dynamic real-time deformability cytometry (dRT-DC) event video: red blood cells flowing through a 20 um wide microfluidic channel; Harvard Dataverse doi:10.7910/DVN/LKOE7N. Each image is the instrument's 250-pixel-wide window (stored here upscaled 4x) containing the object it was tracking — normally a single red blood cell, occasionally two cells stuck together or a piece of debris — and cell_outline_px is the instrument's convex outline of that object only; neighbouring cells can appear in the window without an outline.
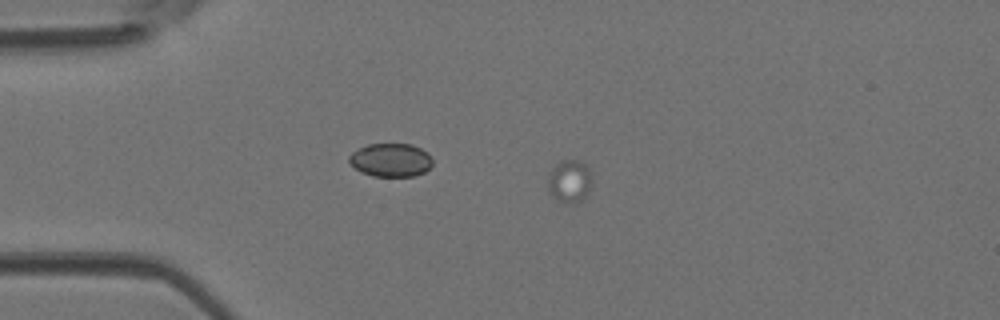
{"species": "Egyptian fruit bat (a non-hibernating species)", "species_latin": "Rousettus aegyptiacus", "temperature_condition": "room temperature", "stored_images_in_passage": 9, "camera_frame_rate_fps": 3000, "um_per_image_px": 0.085, "animal": {"sex": "female"}, "frame": {"image": 1, "passage_image": 1, "time_ms": 0.0, "image_size_px": [1000, 320], "cell_outline_px": [[592, 180], [588, 196], [576, 204], [568, 204], [552, 196], [548, 192], [548, 176], [552, 168], [560, 160], [576, 160], [584, 164], [588, 168], [592, 176]], "centroid_in_image_um": [48.43, 15.43], "position_along_channel_um": 36.6, "area_um2": 11.21}}